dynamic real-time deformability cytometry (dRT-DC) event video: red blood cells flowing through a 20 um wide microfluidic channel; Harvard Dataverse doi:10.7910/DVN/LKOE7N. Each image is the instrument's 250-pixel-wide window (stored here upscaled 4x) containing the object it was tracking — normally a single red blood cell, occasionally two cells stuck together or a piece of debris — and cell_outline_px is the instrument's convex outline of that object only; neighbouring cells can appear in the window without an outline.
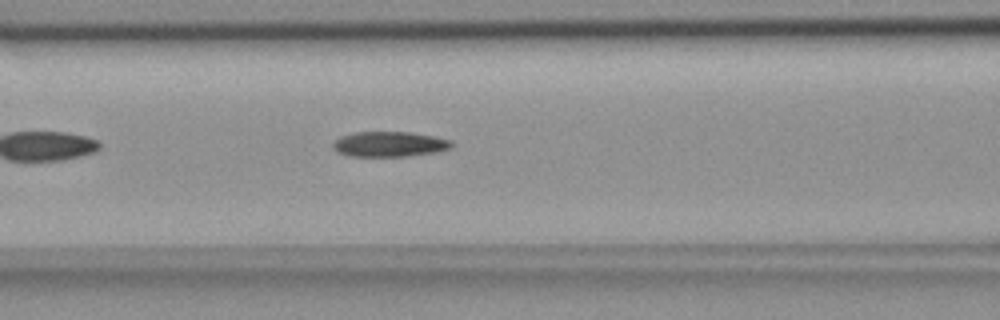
{"species": "common noctule bat (a hibernating species)", "species_latin": "Nyctalus noctula", "temperature_condition": "room temperature", "stored_images_in_passage": 42, "camera_frame_rate_fps": 3000, "um_per_image_px": 0.085, "animal": {"sex": "female", "body_mass_g": 18.4}, "frame": {"image": 1, "passage_image": 10, "time_ms": 3.0, "image_size_px": [1000, 320], "cell_outline_px": [[452, 148], [436, 152], [404, 156], [352, 156], [340, 152], [332, 144], [340, 136], [356, 132], [408, 132], [432, 136], [452, 140]], "centroid_in_image_um": [33.14, 12.24], "position_along_channel_um": 133.5, "area_um2": 17.11}}
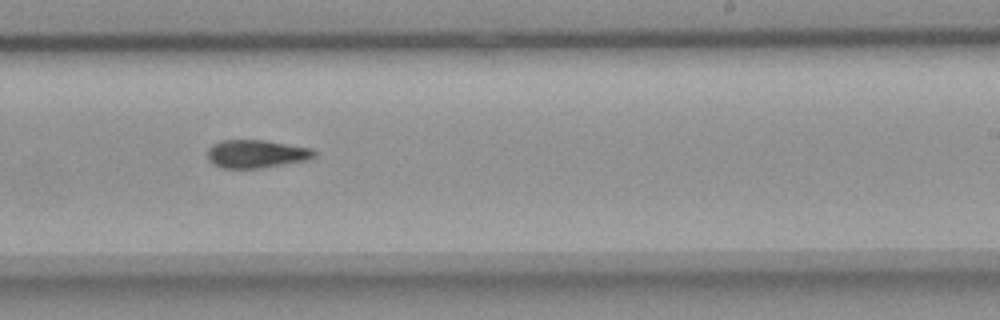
{"frame": {"image": 2, "passage_image": 21, "time_ms": 6.667, "image_size_px": [1000, 320], "cell_outline_px": [[316, 156], [308, 160], [260, 168], [224, 168], [212, 164], [208, 160], [208, 148], [212, 144], [220, 140], [264, 140], [312, 148], [316, 152]], "centroid_in_image_um": [21.78, 13.07], "position_along_channel_um": 267.2, "area_um2": 17.57}}
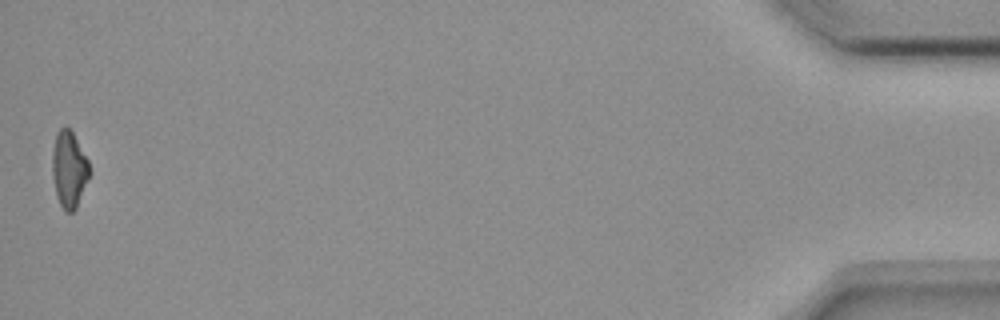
{"frame": {"image": 3, "passage_image": 42, "time_ms": 13.667, "image_size_px": [1000, 320], "cell_outline_px": [[92, 172], [76, 208], [72, 212], [64, 212], [56, 196], [52, 172], [52, 152], [56, 132], [60, 128], [68, 128], [72, 132], [88, 160]], "centroid_in_image_um": [5.88, 14.42], "position_along_channel_um": 429.3, "area_um2": 16.7}, "authors_computed_cell_mechanics": {"area_um2": 17.5712, "velocity_mm_per_s": 3.6666, "shape_relaxation_time_tau1_ms": 9.4406, "shape_relaxation_time_tau2_ms": 9.2679, "deformation_change_tau1": 0.2104, "deformation_change_tau2": 0.1927}}